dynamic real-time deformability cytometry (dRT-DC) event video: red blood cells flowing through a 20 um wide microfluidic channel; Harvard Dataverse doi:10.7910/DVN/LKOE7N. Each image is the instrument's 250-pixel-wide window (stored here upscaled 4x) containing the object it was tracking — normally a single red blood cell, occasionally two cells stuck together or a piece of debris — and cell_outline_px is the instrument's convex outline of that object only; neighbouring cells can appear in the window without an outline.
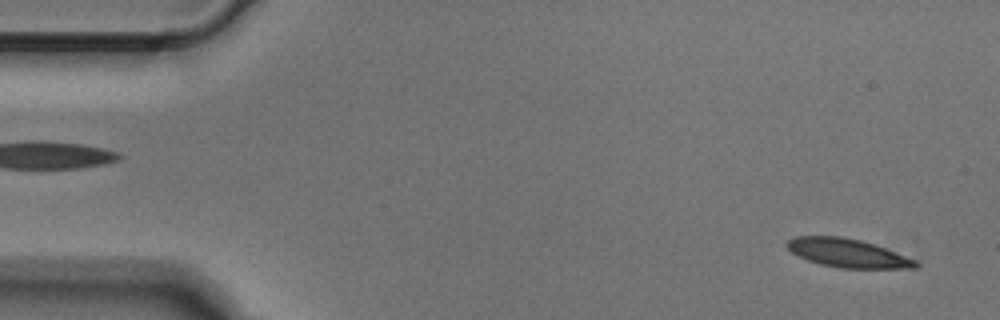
{"species": "Egyptian fruit bat (a non-hibernating species)", "species_latin": "Rousettus aegyptiacus", "temperature_condition": "cold", "stored_images_in_passage": 49, "camera_frame_rate_fps": 3000, "um_per_image_px": 0.085, "animal": {"sex": "male"}, "frame": {"image": 1, "passage_image": 2, "time_ms": 0.333, "image_size_px": [1000, 320], "cell_outline_px": [[920, 264], [916, 268], [840, 268], [820, 264], [808, 260], [792, 252], [784, 244], [788, 240], [796, 236], [840, 236], [860, 240], [876, 244], [916, 260]], "centroid_in_image_um": [72.06, 21.5], "position_along_channel_um": 12.9, "area_um2": 21.39}}
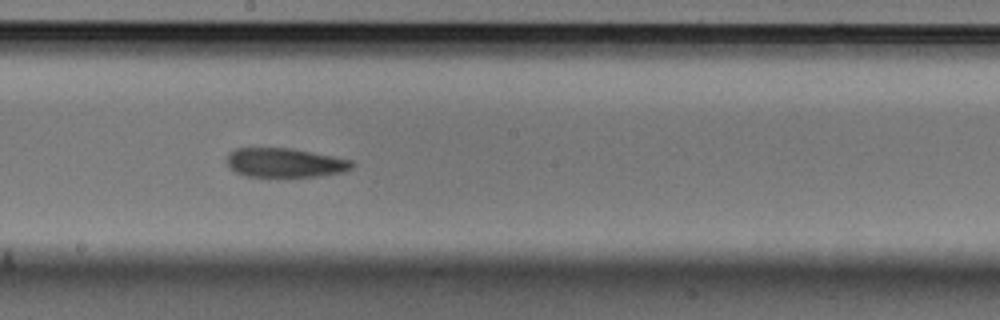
{"frame": {"image": 2, "passage_image": 26, "time_ms": 8.333, "image_size_px": [1000, 320], "cell_outline_px": [[356, 164], [352, 168], [344, 172], [320, 176], [244, 176], [228, 168], [224, 160], [228, 152], [236, 148], [292, 148], [352, 160]], "centroid_in_image_um": [24.18, 13.82], "position_along_channel_um": 224.0, "area_um2": 21.56}}
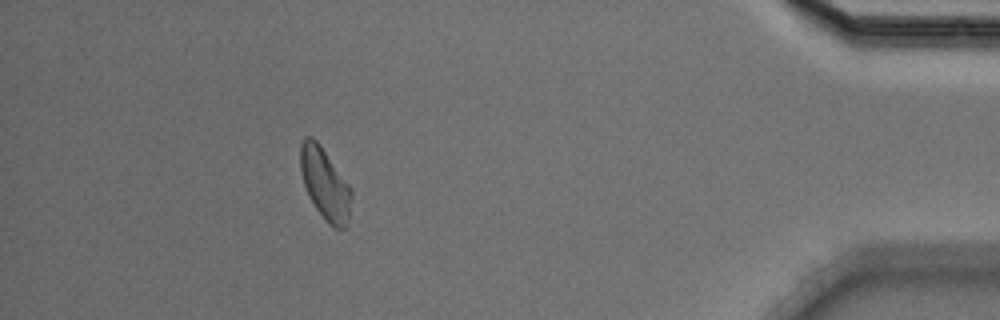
{"frame": {"image": 3, "passage_image": 44, "time_ms": 14.333, "image_size_px": [1000, 320], "cell_outline_px": [[352, 196], [348, 216], [344, 228], [336, 228], [328, 224], [316, 208], [308, 196], [304, 184], [300, 168], [300, 144], [304, 136], [312, 136], [320, 144], [352, 188]], "centroid_in_image_um": [27.61, 15.58], "position_along_channel_um": 407.6, "area_um2": 21.21}}